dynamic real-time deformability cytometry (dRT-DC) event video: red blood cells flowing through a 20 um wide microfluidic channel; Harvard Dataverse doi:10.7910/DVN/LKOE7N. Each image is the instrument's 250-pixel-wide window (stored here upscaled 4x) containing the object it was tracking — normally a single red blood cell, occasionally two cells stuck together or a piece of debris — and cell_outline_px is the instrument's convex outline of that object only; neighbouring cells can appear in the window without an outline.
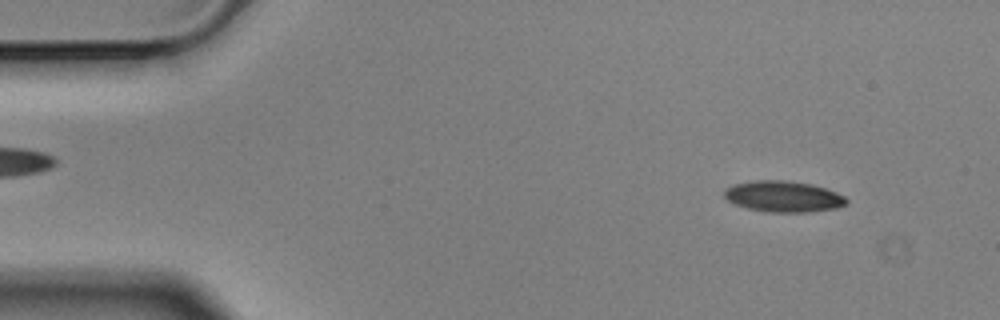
{"species": "Egyptian fruit bat (a non-hibernating species)", "species_latin": "Rousettus aegyptiacus", "temperature_condition": "cold", "stored_images_in_passage": 57, "camera_frame_rate_fps": 3000, "um_per_image_px": 0.085, "animal": {"sex": "male"}, "frame": {"image": 1, "passage_image": 6, "time_ms": 1.667, "image_size_px": [1000, 320], "cell_outline_px": [[848, 204], [840, 208], [808, 212], [768, 212], [748, 208], [732, 204], [724, 196], [724, 188], [732, 184], [756, 180], [784, 180], [812, 184], [836, 192], [844, 196], [848, 200]], "centroid_in_image_um": [66.58, 16.7], "position_along_channel_um": 18.4, "area_um2": 22.37}}
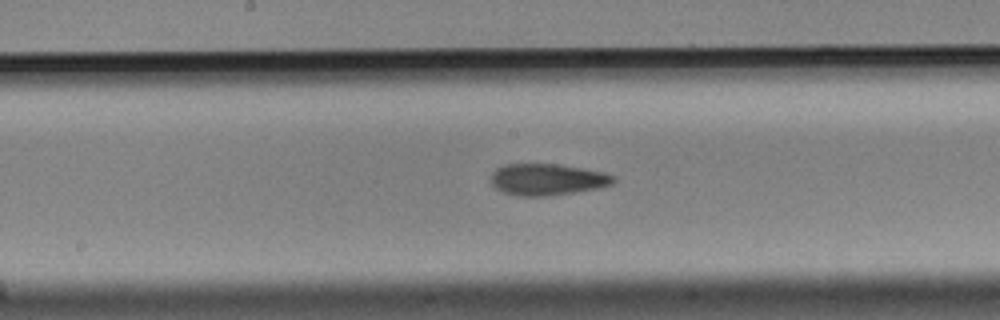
{"frame": {"image": 2, "passage_image": 29, "time_ms": 9.333, "image_size_px": [1000, 320], "cell_outline_px": [[616, 180], [612, 184], [600, 188], [548, 196], [516, 196], [500, 192], [492, 184], [492, 172], [496, 168], [504, 164], [556, 164], [604, 172], [616, 176]], "centroid_in_image_um": [46.51, 15.26], "position_along_channel_um": 201.7, "area_um2": 22.66}}
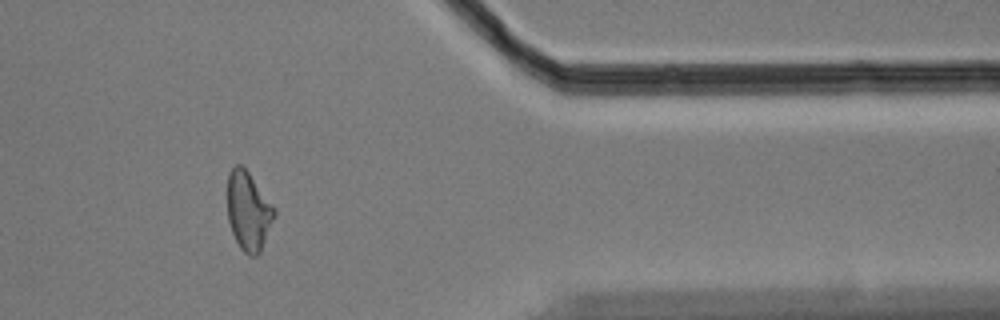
{"frame": {"image": 3, "passage_image": 47, "time_ms": 15.333, "image_size_px": [1000, 320], "cell_outline_px": [[276, 216], [260, 252], [256, 256], [248, 256], [240, 248], [232, 232], [228, 220], [228, 172], [236, 164], [240, 164], [248, 172], [276, 208]], "centroid_in_image_um": [21.13, 17.95], "position_along_channel_um": 390.3, "area_um2": 21.56}, "authors_computed_cell_mechanics": {"area_um2": 22.3108, "velocity_mm_per_s": 3.5056, "shape_relaxation_time_tau1_ms": 6.2323, "shape_relaxation_time_tau2_ms": 5.4937, "deformation_change_tau1": 0.158, "deformation_change_tau2": 0.1332}}